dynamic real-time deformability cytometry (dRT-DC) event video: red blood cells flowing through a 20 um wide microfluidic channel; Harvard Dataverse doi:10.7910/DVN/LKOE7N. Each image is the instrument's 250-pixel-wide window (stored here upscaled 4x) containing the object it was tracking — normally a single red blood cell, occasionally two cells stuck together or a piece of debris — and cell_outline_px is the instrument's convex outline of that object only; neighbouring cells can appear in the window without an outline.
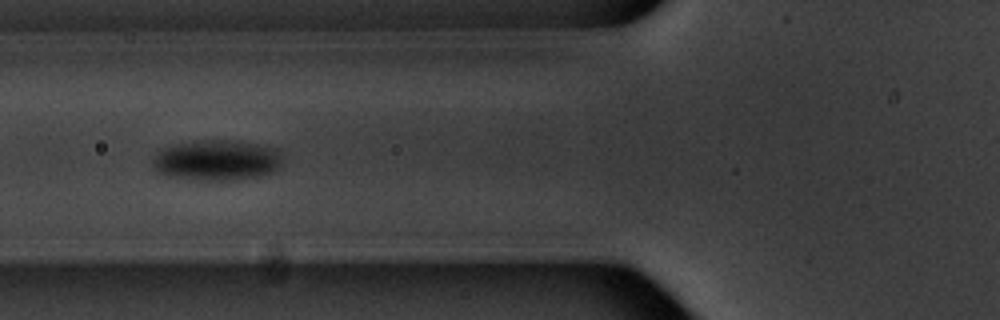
{"species": "common noctule bat (a hibernating species)", "species_latin": "Nyctalus noctula", "temperature_condition": "warm", "stored_images_in_passage": 13, "segment_of_instrument_passage": [1, 2], "camera_frame_rate_fps": 3000, "um_per_image_px": 0.085, "animal": {"sex": "male", "body_mass_g": 20.1, "forearm_length_mm": 53.5}, "frame": {"image": 1, "passage_image": 3, "time_ms": 3.0, "image_size_px": [1000, 320], "cell_outline_px": [[280, 168], [264, 176], [236, 180], [196, 180], [164, 176], [156, 172], [152, 164], [152, 160], [164, 148], [176, 144], [204, 140], [236, 140], [260, 144], [276, 148], [280, 156]], "centroid_in_image_um": [18.44, 13.64], "position_along_channel_um": 107.4, "area_um2": 30.98}}
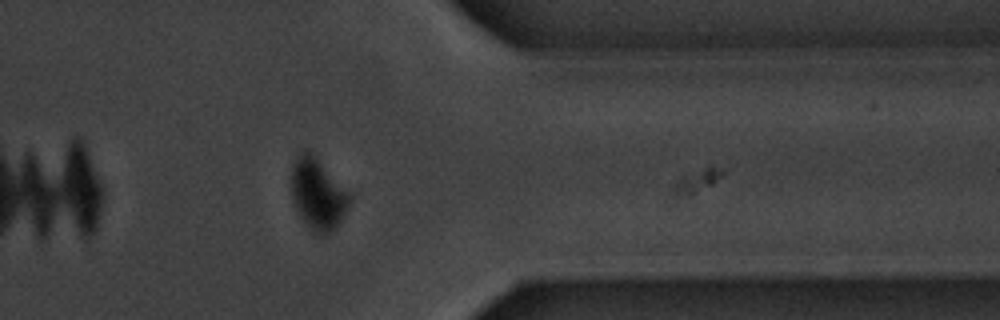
{"frame": {"image": 2, "passage_image": 10, "time_ms": 11.333, "image_size_px": [1000, 320], "cell_outline_px": [[352, 196], [344, 216], [328, 232], [320, 236], [316, 236], [312, 232], [300, 216], [296, 208], [292, 196], [292, 164], [296, 156], [304, 148], [312, 152], [316, 156]], "centroid_in_image_um": [26.99, 16.46], "position_along_channel_um": 384.4, "area_um2": 23.99}}